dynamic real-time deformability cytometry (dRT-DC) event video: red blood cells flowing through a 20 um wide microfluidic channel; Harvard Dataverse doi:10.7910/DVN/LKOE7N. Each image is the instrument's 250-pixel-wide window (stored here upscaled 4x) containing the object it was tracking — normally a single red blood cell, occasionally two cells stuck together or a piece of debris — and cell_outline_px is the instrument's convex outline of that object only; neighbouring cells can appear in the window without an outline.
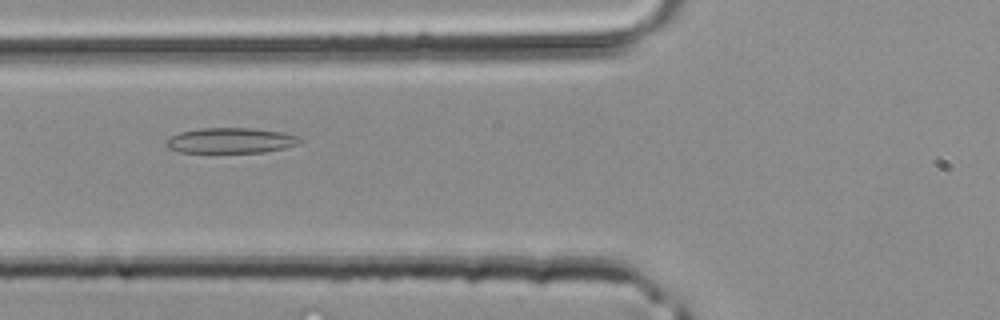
{"species": "common noctule bat (a hibernating species)", "species_latin": "Nyctalus noctula", "temperature_condition": "room temperature", "stored_images_in_passage": 37, "camera_frame_rate_fps": 3000, "um_per_image_px": 0.085, "animal": {"sex": "male", "body_mass_g": 20.4}, "frame": {"image": 1, "passage_image": 13, "time_ms": 4.0, "image_size_px": [1000, 320], "cell_outline_px": [[304, 140], [296, 144], [284, 148], [264, 152], [180, 152], [168, 148], [164, 144], [172, 136], [180, 132], [200, 128], [252, 128], [280, 132], [300, 136]], "centroid_in_image_um": [19.62, 11.94], "position_along_channel_um": 106.2, "area_um2": 19.65}}
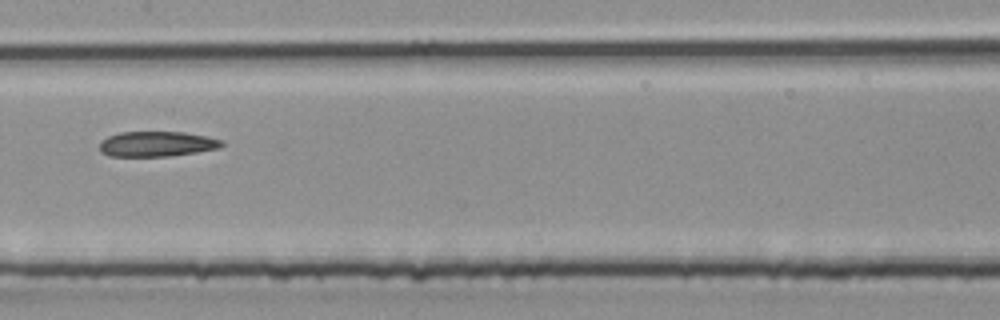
{"frame": {"image": 2, "passage_image": 18, "time_ms": 5.667, "image_size_px": [1000, 320], "cell_outline_px": [[224, 144], [220, 148], [196, 152], [168, 156], [108, 156], [100, 152], [100, 140], [108, 136], [120, 132], [184, 132], [224, 140]], "centroid_in_image_um": [13.31, 12.23], "position_along_channel_um": 194.1, "area_um2": 17.98}}
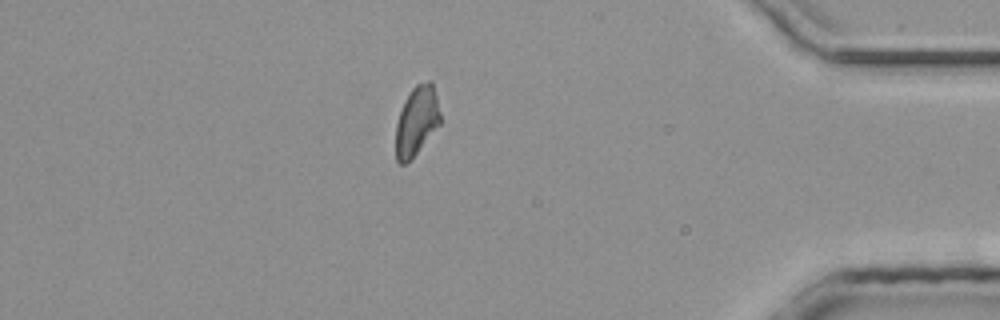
{"frame": {"image": 3, "passage_image": 32, "time_ms": 10.333, "image_size_px": [1000, 320], "cell_outline_px": [[440, 124], [416, 152], [404, 164], [400, 164], [396, 160], [396, 124], [404, 100], [412, 88], [416, 84], [428, 80], [432, 80], [440, 112]], "centroid_in_image_um": [35.41, 10.23], "position_along_channel_um": 399.8, "area_um2": 17.69}}